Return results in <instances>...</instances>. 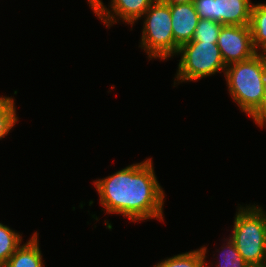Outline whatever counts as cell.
I'll return each instance as SVG.
<instances>
[{"label": "cell", "instance_id": "e0dca14e", "mask_svg": "<svg viewBox=\"0 0 266 267\" xmlns=\"http://www.w3.org/2000/svg\"><path fill=\"white\" fill-rule=\"evenodd\" d=\"M250 117L254 119L255 123L258 124L259 127L263 128L264 124H266V72L264 77V94L262 103Z\"/></svg>", "mask_w": 266, "mask_h": 267}, {"label": "cell", "instance_id": "ba28073f", "mask_svg": "<svg viewBox=\"0 0 266 267\" xmlns=\"http://www.w3.org/2000/svg\"><path fill=\"white\" fill-rule=\"evenodd\" d=\"M155 1L156 0H111L110 8L112 10H109L102 0H91L90 6L106 27H111V25L117 23L116 17L118 20L121 18L120 20L133 26Z\"/></svg>", "mask_w": 266, "mask_h": 267}, {"label": "cell", "instance_id": "6da1fadb", "mask_svg": "<svg viewBox=\"0 0 266 267\" xmlns=\"http://www.w3.org/2000/svg\"><path fill=\"white\" fill-rule=\"evenodd\" d=\"M100 204L107 213L131 221L164 220L165 193L157 181L151 158L94 181Z\"/></svg>", "mask_w": 266, "mask_h": 267}, {"label": "cell", "instance_id": "9a60e30c", "mask_svg": "<svg viewBox=\"0 0 266 267\" xmlns=\"http://www.w3.org/2000/svg\"><path fill=\"white\" fill-rule=\"evenodd\" d=\"M222 26L223 24L217 21L199 19L192 41L213 42V44H217Z\"/></svg>", "mask_w": 266, "mask_h": 267}, {"label": "cell", "instance_id": "8fae6325", "mask_svg": "<svg viewBox=\"0 0 266 267\" xmlns=\"http://www.w3.org/2000/svg\"><path fill=\"white\" fill-rule=\"evenodd\" d=\"M249 26L254 48L266 54V4H253Z\"/></svg>", "mask_w": 266, "mask_h": 267}, {"label": "cell", "instance_id": "277c9868", "mask_svg": "<svg viewBox=\"0 0 266 267\" xmlns=\"http://www.w3.org/2000/svg\"><path fill=\"white\" fill-rule=\"evenodd\" d=\"M143 16L145 20L140 47L148 54L149 60H167L176 55L179 46L173 37L170 5L156 0Z\"/></svg>", "mask_w": 266, "mask_h": 267}, {"label": "cell", "instance_id": "3957f363", "mask_svg": "<svg viewBox=\"0 0 266 267\" xmlns=\"http://www.w3.org/2000/svg\"><path fill=\"white\" fill-rule=\"evenodd\" d=\"M230 238L251 267L266 265V213L258 205L238 207Z\"/></svg>", "mask_w": 266, "mask_h": 267}, {"label": "cell", "instance_id": "ac0fdd59", "mask_svg": "<svg viewBox=\"0 0 266 267\" xmlns=\"http://www.w3.org/2000/svg\"><path fill=\"white\" fill-rule=\"evenodd\" d=\"M160 1L168 5H175V4L193 3L194 0H160Z\"/></svg>", "mask_w": 266, "mask_h": 267}, {"label": "cell", "instance_id": "5bb4252c", "mask_svg": "<svg viewBox=\"0 0 266 267\" xmlns=\"http://www.w3.org/2000/svg\"><path fill=\"white\" fill-rule=\"evenodd\" d=\"M14 99L0 96V140L9 134L18 121Z\"/></svg>", "mask_w": 266, "mask_h": 267}, {"label": "cell", "instance_id": "5b68a950", "mask_svg": "<svg viewBox=\"0 0 266 267\" xmlns=\"http://www.w3.org/2000/svg\"><path fill=\"white\" fill-rule=\"evenodd\" d=\"M181 54L176 74L178 83L197 81L226 70L220 49L213 42L191 41L181 45L176 55Z\"/></svg>", "mask_w": 266, "mask_h": 267}, {"label": "cell", "instance_id": "7a4b0ae2", "mask_svg": "<svg viewBox=\"0 0 266 267\" xmlns=\"http://www.w3.org/2000/svg\"><path fill=\"white\" fill-rule=\"evenodd\" d=\"M265 72V53H258L249 60L226 67L224 75L229 93L241 111L248 116H251L262 103Z\"/></svg>", "mask_w": 266, "mask_h": 267}, {"label": "cell", "instance_id": "8992f818", "mask_svg": "<svg viewBox=\"0 0 266 267\" xmlns=\"http://www.w3.org/2000/svg\"><path fill=\"white\" fill-rule=\"evenodd\" d=\"M200 19L229 26H249L253 4L248 0H194Z\"/></svg>", "mask_w": 266, "mask_h": 267}, {"label": "cell", "instance_id": "7c38bea8", "mask_svg": "<svg viewBox=\"0 0 266 267\" xmlns=\"http://www.w3.org/2000/svg\"><path fill=\"white\" fill-rule=\"evenodd\" d=\"M206 252L207 247H201L198 250L174 255L153 267H208V265L205 266Z\"/></svg>", "mask_w": 266, "mask_h": 267}, {"label": "cell", "instance_id": "9c48e42d", "mask_svg": "<svg viewBox=\"0 0 266 267\" xmlns=\"http://www.w3.org/2000/svg\"><path fill=\"white\" fill-rule=\"evenodd\" d=\"M172 32L175 43L181 45L191 42L199 16L193 3L170 5Z\"/></svg>", "mask_w": 266, "mask_h": 267}, {"label": "cell", "instance_id": "2e32d148", "mask_svg": "<svg viewBox=\"0 0 266 267\" xmlns=\"http://www.w3.org/2000/svg\"><path fill=\"white\" fill-rule=\"evenodd\" d=\"M226 247H222L221 260L216 267H251L240 255L234 241L229 237Z\"/></svg>", "mask_w": 266, "mask_h": 267}, {"label": "cell", "instance_id": "52a82bcc", "mask_svg": "<svg viewBox=\"0 0 266 267\" xmlns=\"http://www.w3.org/2000/svg\"><path fill=\"white\" fill-rule=\"evenodd\" d=\"M217 45L226 66L249 60L258 54L253 45L250 26L223 25Z\"/></svg>", "mask_w": 266, "mask_h": 267}, {"label": "cell", "instance_id": "4fadbf2b", "mask_svg": "<svg viewBox=\"0 0 266 267\" xmlns=\"http://www.w3.org/2000/svg\"><path fill=\"white\" fill-rule=\"evenodd\" d=\"M22 235L13 231L8 226L0 223V267H2L11 255L21 245Z\"/></svg>", "mask_w": 266, "mask_h": 267}, {"label": "cell", "instance_id": "30bf717a", "mask_svg": "<svg viewBox=\"0 0 266 267\" xmlns=\"http://www.w3.org/2000/svg\"><path fill=\"white\" fill-rule=\"evenodd\" d=\"M35 232L25 244L19 246L2 267H43L42 254Z\"/></svg>", "mask_w": 266, "mask_h": 267}]
</instances>
